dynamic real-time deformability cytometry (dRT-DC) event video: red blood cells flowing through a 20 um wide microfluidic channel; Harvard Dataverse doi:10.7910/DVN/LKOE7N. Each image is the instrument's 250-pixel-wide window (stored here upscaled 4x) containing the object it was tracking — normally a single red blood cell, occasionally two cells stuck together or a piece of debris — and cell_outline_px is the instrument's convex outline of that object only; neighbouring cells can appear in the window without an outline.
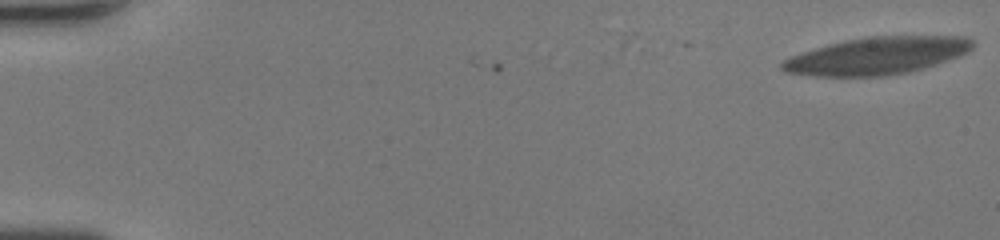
{"species": "human", "species_latin": "Homo sapiens", "temperature_condition": "room temperature", "stored_images_in_passage": 54, "camera_frame_rate_fps": 3000, "um_per_image_px": 0.085, "donor": {"sex": "female"}, "frame": {"image": 1, "passage_image": 1, "time_ms": 0.0, "image_size_px": [1000, 240], "cell_outline_px": [[972, 48], [968, 52], [960, 56], [924, 68], [908, 72], [884, 76], [812, 76], [788, 72], [780, 68], [780, 64], [784, 60], [792, 56], [828, 44], [868, 36], [964, 36], [972, 40]], "centroid_in_image_um": [74.57, 4.74], "position_along_channel_um": 10.4, "area_um2": 41.15}}
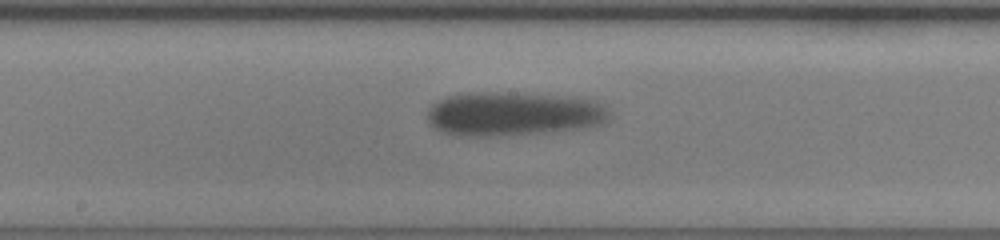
{"frame": {"image": 2, "passage_image": 30, "time_ms": 9.667, "image_size_px": [1000, 240], "cell_outline_px": [[612, 116], [604, 124], [584, 128], [544, 132], [496, 136], [456, 136], [440, 132], [432, 128], [428, 124], [428, 108], [432, 104], [444, 96], [468, 92], [496, 92], [552, 96], [588, 100], [604, 104], [608, 108]], "centroid_in_image_um": [43.56, 9.7], "position_along_channel_um": 204.6, "area_um2": 46.88}}
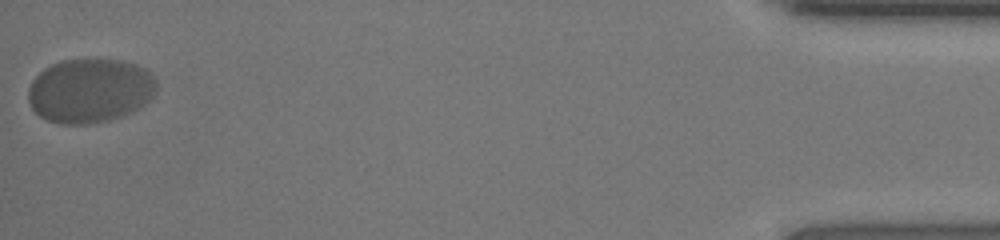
{"frame": {"image": 3, "passage_image": 54, "time_ms": 17.667, "image_size_px": [1000, 240], "cell_outline_px": [[156, 88], [152, 96], [140, 108], [132, 112], [108, 120], [88, 124], [60, 124], [48, 120], [40, 116], [32, 108], [28, 100], [28, 88], [32, 80], [44, 68], [60, 60], [80, 56], [96, 56], [124, 60], [136, 64], [144, 68], [152, 76], [156, 84]], "centroid_in_image_um": [7.62, 7.64], "position_along_channel_um": 427.6, "area_um2": 49.07}}